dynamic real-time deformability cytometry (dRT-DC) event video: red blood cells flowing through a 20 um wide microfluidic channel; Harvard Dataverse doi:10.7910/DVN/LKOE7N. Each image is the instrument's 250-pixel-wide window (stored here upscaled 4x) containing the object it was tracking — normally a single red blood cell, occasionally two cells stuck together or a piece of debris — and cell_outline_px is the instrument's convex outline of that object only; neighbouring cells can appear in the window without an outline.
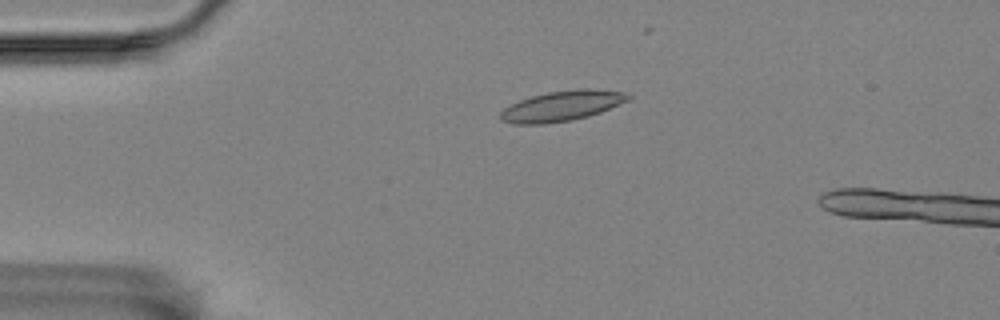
{"species": "Egyptian fruit bat (a non-hibernating species)", "species_latin": "Rousettus aegyptiacus", "temperature_condition": "room temperature", "stored_images_in_passage": 3, "camera_frame_rate_fps": 3000, "um_per_image_px": 0.085, "animal": {"sex": "female"}, "frame": {"image": 1, "passage_image": 1, "time_ms": 0.0, "image_size_px": [1000, 320], "cell_outline_px": [[632, 96], [628, 100], [600, 112], [588, 116], [572, 120], [544, 124], [516, 124], [500, 120], [500, 112], [504, 108], [520, 100], [532, 96], [548, 92], [584, 88], [588, 88], [624, 92]], "centroid_in_image_um": [47.75, 9.01], "position_along_channel_um": 37.3, "area_um2": 22.31}}